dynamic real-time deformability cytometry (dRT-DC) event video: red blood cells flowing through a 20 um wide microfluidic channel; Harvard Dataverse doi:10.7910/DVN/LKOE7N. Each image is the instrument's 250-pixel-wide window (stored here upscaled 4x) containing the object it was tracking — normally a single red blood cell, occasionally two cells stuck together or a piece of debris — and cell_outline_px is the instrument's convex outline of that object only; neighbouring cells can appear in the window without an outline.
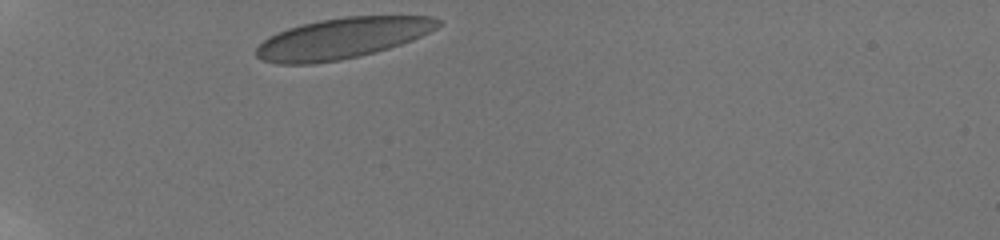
{"species": "human", "species_latin": "Homo sapiens", "temperature_condition": "room temperature", "stored_images_in_passage": 32, "camera_frame_rate_fps": 3000, "um_per_image_px": 0.085, "donor": {"sex": "male"}, "frame": {"image": 1, "passage_image": 1, "time_ms": 0.0, "image_size_px": [1000, 240], "cell_outline_px": [[440, 24], [436, 28], [412, 40], [388, 48], [360, 56], [340, 60], [312, 64], [276, 64], [264, 60], [256, 56], [256, 48], [268, 36], [276, 32], [300, 24], [320, 20], [344, 16], [432, 16], [440, 20]], "centroid_in_image_um": [29.05, 3.25], "position_along_channel_um": 55.9, "area_um2": 43.12}}
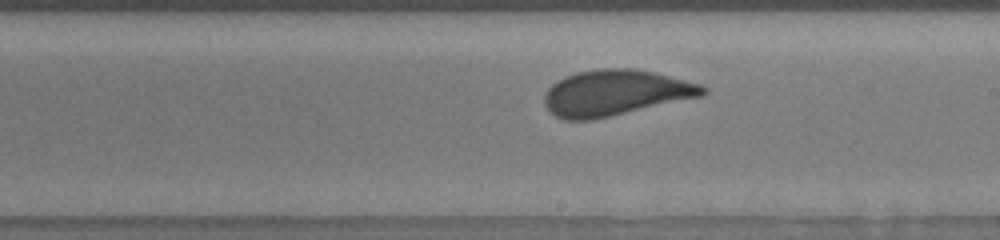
{"frame": {"image": 2, "passage_image": 18, "time_ms": 5.667, "image_size_px": [1000, 240], "cell_outline_px": [[708, 92], [704, 96], [592, 120], [564, 120], [556, 116], [544, 104], [544, 92], [556, 80], [564, 76], [576, 72], [600, 68], [632, 68], [656, 72], [700, 84], [708, 88]], "centroid_in_image_um": [52.32, 7.88], "position_along_channel_um": 236.7, "area_um2": 42.6}}
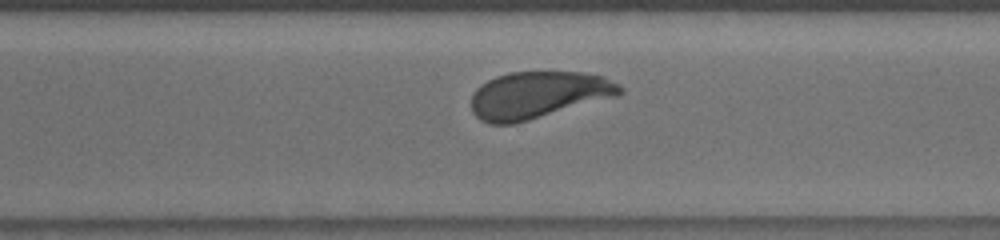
{"frame": {"image": 3, "passage_image": 25, "time_ms": 8.0, "image_size_px": [1000, 240], "cell_outline_px": [[624, 92], [620, 96], [516, 124], [488, 124], [480, 120], [472, 112], [472, 92], [476, 88], [488, 80], [496, 76], [508, 72], [580, 72], [604, 76], [620, 84], [624, 88]], "centroid_in_image_um": [45.79, 8.08], "position_along_channel_um": 324.8, "area_um2": 41.38}, "authors_computed_cell_mechanics": {"area_um2": 41.9917, "velocity_mm_per_s": 3.7809, "shape_relaxation_time_tau1_ms": 3.5344, "shape_relaxation_time_tau2_ms": null, "deformation_change_tau1": 0.1235, "deformation_change_tau2": null}}